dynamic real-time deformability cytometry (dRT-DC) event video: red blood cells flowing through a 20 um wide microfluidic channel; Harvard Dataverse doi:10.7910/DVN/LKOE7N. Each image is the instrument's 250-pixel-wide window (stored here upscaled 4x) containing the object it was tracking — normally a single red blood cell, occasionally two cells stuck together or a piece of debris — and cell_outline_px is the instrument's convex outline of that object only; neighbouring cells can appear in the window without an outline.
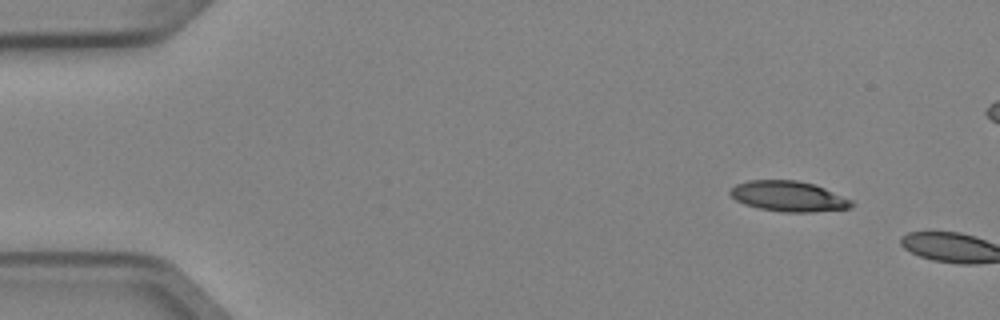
{"species": "Egyptian fruit bat (a non-hibernating species)", "species_latin": "Rousettus aegyptiacus", "temperature_condition": "cold", "stored_images_in_passage": 2, "camera_frame_rate_fps": 3000, "um_per_image_px": 0.085, "animal": {"sex": "female"}, "frame": {"image": 1, "passage_image": 1, "time_ms": 0.0, "image_size_px": [1000, 320], "cell_outline_px": [[856, 204], [852, 208], [812, 212], [784, 212], [760, 208], [744, 204], [736, 200], [728, 192], [736, 184], [748, 180], [796, 180], [812, 184], [824, 188], [852, 200]], "centroid_in_image_um": [67.04, 16.69], "position_along_channel_um": 18.0, "area_um2": 21.44}}